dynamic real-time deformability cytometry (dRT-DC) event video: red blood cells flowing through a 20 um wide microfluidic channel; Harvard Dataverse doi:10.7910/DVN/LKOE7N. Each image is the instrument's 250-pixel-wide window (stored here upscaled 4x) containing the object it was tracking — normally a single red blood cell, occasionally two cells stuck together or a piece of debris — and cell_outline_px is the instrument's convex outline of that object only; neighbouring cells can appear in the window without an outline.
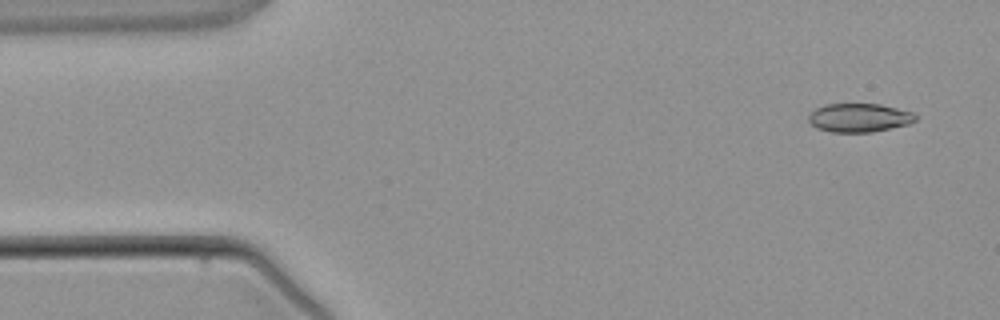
{"species": "common noctule bat (a hibernating species)", "species_latin": "Nyctalus noctula", "temperature_condition": "warm", "stored_images_in_passage": 3, "camera_frame_rate_fps": 3000, "um_per_image_px": 0.085, "animal": {"sex": "male", "body_mass_g": 21.5, "forearm_length_mm": 52.0}, "frame": {"image": 1, "passage_image": 1, "time_ms": 0.0, "image_size_px": [1000, 320], "cell_outline_px": [[916, 120], [908, 124], [872, 132], [832, 132], [816, 128], [808, 120], [808, 116], [816, 108], [824, 104], [880, 104], [912, 112], [916, 116]], "centroid_in_image_um": [73.01, 10.0], "position_along_channel_um": 12.0, "area_um2": 17.74}}